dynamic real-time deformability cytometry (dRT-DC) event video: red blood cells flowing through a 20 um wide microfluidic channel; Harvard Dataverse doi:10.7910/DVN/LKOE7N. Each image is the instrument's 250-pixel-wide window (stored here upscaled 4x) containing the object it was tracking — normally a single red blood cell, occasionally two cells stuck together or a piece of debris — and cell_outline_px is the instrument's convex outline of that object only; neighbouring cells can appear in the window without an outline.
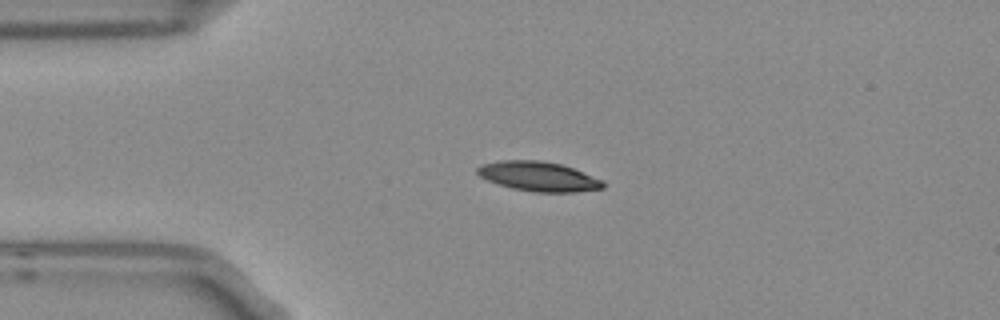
{"species": "Egyptian fruit bat (a non-hibernating species)", "species_latin": "Rousettus aegyptiacus", "temperature_condition": "room temperature", "stored_images_in_passage": 6, "camera_frame_rate_fps": 3000, "um_per_image_px": 0.085, "frame": {"image": 1, "passage_image": 4, "time_ms": 1.0, "image_size_px": [1000, 320], "cell_outline_px": [[604, 188], [576, 192], [536, 192], [512, 188], [488, 180], [480, 176], [476, 172], [476, 168], [480, 164], [500, 160], [540, 160], [560, 164], [572, 168], [604, 180]], "centroid_in_image_um": [45.77, 14.99], "position_along_channel_um": 39.2, "area_um2": 21.62}}
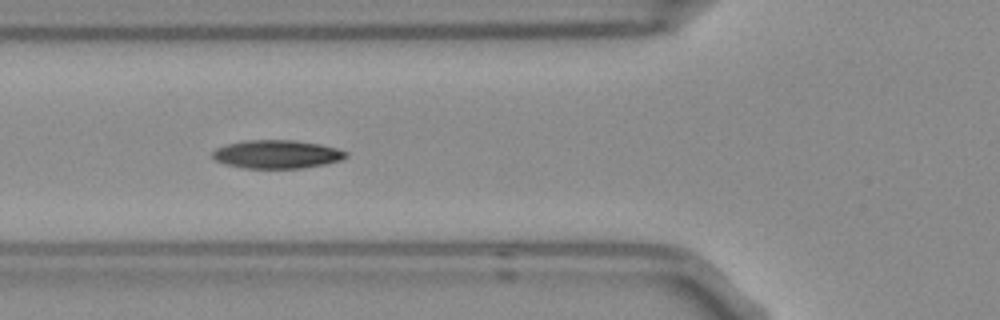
{"frame": {"image": 2, "passage_image": 6, "time_ms": 1.667, "image_size_px": [1000, 320], "cell_outline_px": [[348, 156], [340, 160], [324, 164], [304, 168], [244, 168], [224, 164], [216, 160], [212, 156], [212, 152], [216, 148], [228, 144], [248, 140], [296, 140], [320, 144], [336, 148], [348, 152]], "centroid_in_image_um": [23.54, 13.11], "position_along_channel_um": 102.3, "area_um2": 22.02}}